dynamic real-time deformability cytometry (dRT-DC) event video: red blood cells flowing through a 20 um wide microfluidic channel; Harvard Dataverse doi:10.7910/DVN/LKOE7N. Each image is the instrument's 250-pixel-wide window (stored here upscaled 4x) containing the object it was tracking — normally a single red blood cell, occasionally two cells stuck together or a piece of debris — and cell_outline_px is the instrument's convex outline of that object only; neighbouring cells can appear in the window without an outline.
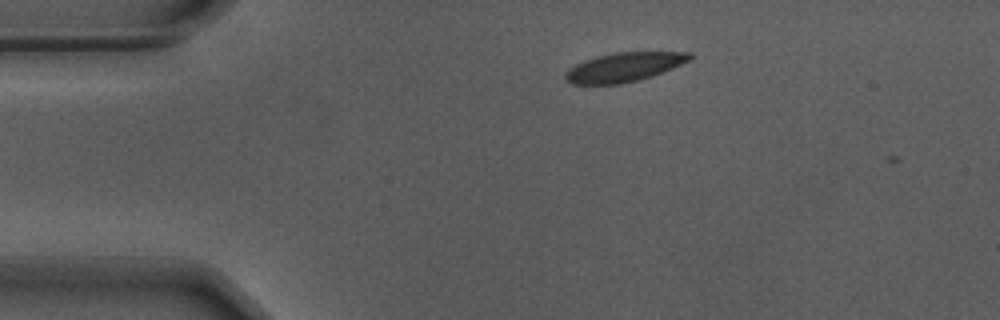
{"species": "Egyptian fruit bat (a non-hibernating species)", "species_latin": "Rousettus aegyptiacus", "temperature_condition": "warm", "stored_images_in_passage": 6, "camera_frame_rate_fps": 3000, "um_per_image_px": 0.085, "animal": {"sex": "male"}, "frame": {"image": 1, "passage_image": 3, "time_ms": 0.667, "image_size_px": [1000, 320], "cell_outline_px": [[692, 56], [688, 60], [672, 68], [652, 76], [640, 80], [620, 84], [572, 84], [564, 76], [564, 72], [568, 68], [584, 60], [596, 56], [616, 52], [692, 52]], "centroid_in_image_um": [53.0, 5.7], "position_along_channel_um": 32.0, "area_um2": 21.04}}